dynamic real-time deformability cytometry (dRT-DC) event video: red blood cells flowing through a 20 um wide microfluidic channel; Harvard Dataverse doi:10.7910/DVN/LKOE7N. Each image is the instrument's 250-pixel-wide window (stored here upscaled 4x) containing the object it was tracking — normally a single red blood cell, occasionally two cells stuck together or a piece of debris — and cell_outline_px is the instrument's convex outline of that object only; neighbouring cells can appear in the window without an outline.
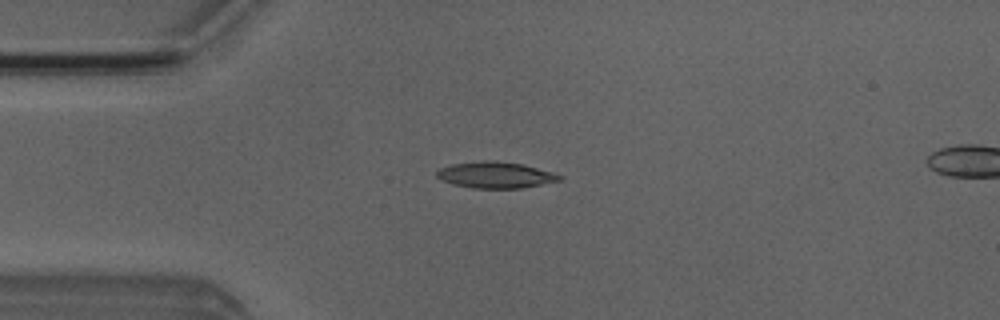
{"species": "Egyptian fruit bat (a non-hibernating species)", "species_latin": "Rousettus aegyptiacus", "temperature_condition": "room temperature", "stored_images_in_passage": 5, "camera_frame_rate_fps": 3000, "um_per_image_px": 0.085, "animal": {"sex": "male"}, "frame": {"image": 1, "passage_image": 3, "time_ms": 2.0, "image_size_px": [1000, 320], "cell_outline_px": [[564, 176], [560, 180], [520, 188], [472, 188], [452, 184], [436, 176], [436, 172], [440, 168], [452, 164], [480, 160], [492, 160], [524, 164], [556, 172]], "centroid_in_image_um": [42.15, 14.85], "position_along_channel_um": 42.9, "area_um2": 18.9}}